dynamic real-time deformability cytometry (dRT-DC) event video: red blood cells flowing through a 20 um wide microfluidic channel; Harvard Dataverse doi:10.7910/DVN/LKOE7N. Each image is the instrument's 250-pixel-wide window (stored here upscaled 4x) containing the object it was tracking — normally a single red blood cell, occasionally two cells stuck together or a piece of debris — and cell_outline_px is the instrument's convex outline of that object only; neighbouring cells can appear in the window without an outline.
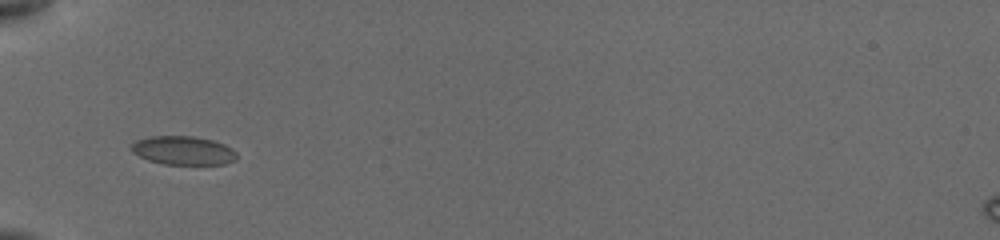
{"species": "common noctule bat (a hibernating species)", "species_latin": "Nyctalus noctula", "temperature_condition": "cold", "stored_images_in_passage": 63, "camera_frame_rate_fps": 3000, "um_per_image_px": 0.085, "animal": {"sex": "female", "body_mass_g": 19.5, "forearm_length_mm": 54.1}, "frame": {"image": 1, "passage_image": 1, "time_ms": 0.0, "image_size_px": [1000, 240], "cell_outline_px": [[236, 160], [224, 164], [164, 164], [148, 160], [132, 152], [132, 144], [136, 140], [148, 136], [192, 136], [212, 140], [224, 144], [232, 148], [236, 152]], "centroid_in_image_um": [15.58, 12.79], "position_along_channel_um": 69.4, "area_um2": 17.57}}
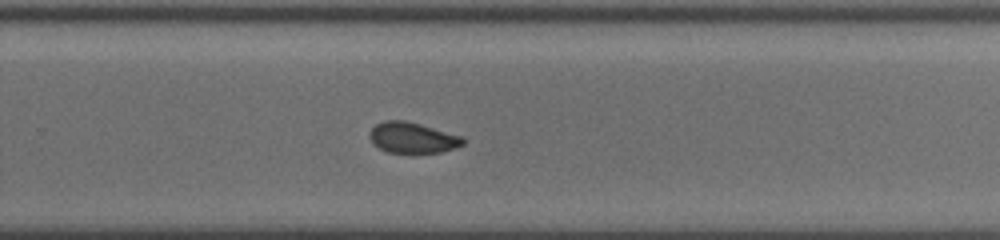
{"frame": {"image": 2, "passage_image": 34, "time_ms": 6.0, "image_size_px": [1000, 240], "cell_outline_px": [[464, 144], [456, 148], [440, 152], [388, 152], [372, 144], [368, 136], [368, 132], [376, 124], [384, 120], [404, 120], [420, 124], [460, 136], [464, 140]], "centroid_in_image_um": [35.01, 11.7], "position_along_channel_um": 294.8, "area_um2": 16.59}}
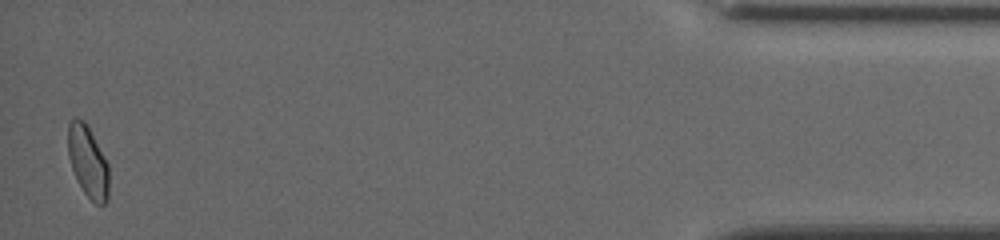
{"frame": {"image": 3, "passage_image": 60, "time_ms": 11.333, "image_size_px": [1000, 240], "cell_outline_px": [[108, 200], [104, 204], [96, 204], [84, 192], [72, 168], [68, 156], [68, 124], [72, 120], [84, 120], [88, 124], [108, 164]], "centroid_in_image_um": [7.48, 13.73], "position_along_channel_um": 427.7, "area_um2": 16.82}, "authors_computed_cell_mechanics": {"area_um2": 17.2822, "velocity_mm_per_s": 3.8286, "shape_relaxation_time_tau1_ms": null, "shape_relaxation_time_tau2_ms": 7.694, "deformation_change_tau1": null, "deformation_change_tau2": 0.0947}}